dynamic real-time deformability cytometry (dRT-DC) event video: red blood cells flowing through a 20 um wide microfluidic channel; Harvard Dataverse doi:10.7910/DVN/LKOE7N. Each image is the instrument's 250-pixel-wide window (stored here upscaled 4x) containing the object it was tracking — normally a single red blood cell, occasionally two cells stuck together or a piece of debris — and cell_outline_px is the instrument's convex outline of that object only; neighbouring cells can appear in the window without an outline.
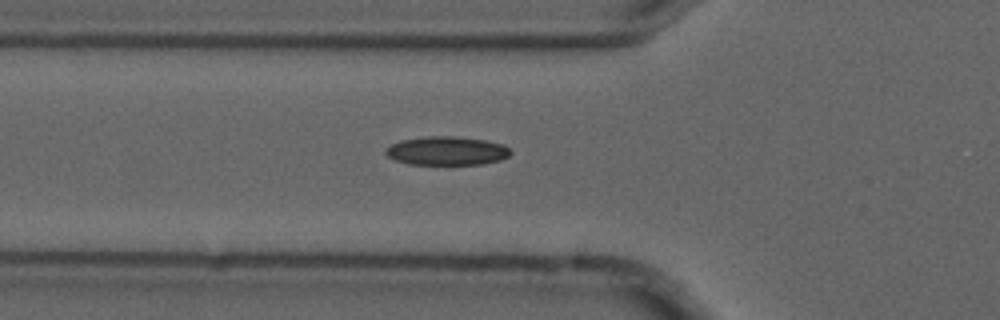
{"species": "common noctule bat (a hibernating species)", "species_latin": "Nyctalus noctula", "temperature_condition": "cold", "stored_images_in_passage": 7, "camera_frame_rate_fps": 3000, "um_per_image_px": 0.085, "animal": {"sex": "male", "forearm_length_mm": 52.5}, "frame": {"image": 1, "passage_image": 7, "time_ms": 2.0, "image_size_px": [1000, 320], "cell_outline_px": [[512, 152], [508, 156], [500, 160], [480, 164], [408, 164], [396, 160], [388, 156], [384, 152], [392, 144], [400, 140], [428, 136], [456, 136], [484, 140], [504, 144]], "centroid_in_image_um": [37.99, 12.81], "position_along_channel_um": 87.8, "area_um2": 20.75}}